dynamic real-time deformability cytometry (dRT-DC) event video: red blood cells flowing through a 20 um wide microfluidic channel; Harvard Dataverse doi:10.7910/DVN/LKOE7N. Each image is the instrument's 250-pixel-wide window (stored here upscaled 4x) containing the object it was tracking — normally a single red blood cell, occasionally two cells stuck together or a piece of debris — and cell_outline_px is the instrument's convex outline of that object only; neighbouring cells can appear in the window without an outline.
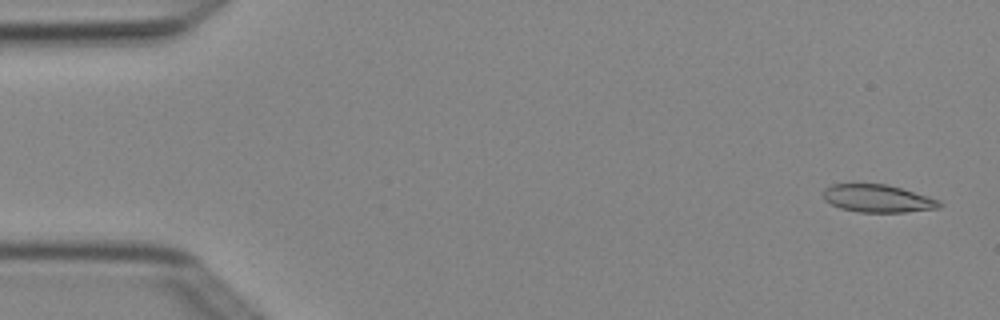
{"species": "Egyptian fruit bat (a non-hibernating species)", "species_latin": "Rousettus aegyptiacus", "temperature_condition": "cold", "stored_images_in_passage": 4, "camera_frame_rate_fps": 3000, "um_per_image_px": 0.085, "animal": {"sex": "female"}, "frame": {"image": 1, "passage_image": 1, "time_ms": 0.0, "image_size_px": [1000, 320], "cell_outline_px": [[944, 204], [940, 208], [904, 212], [860, 212], [840, 208], [824, 200], [824, 188], [832, 184], [888, 184], [928, 196], [940, 200]], "centroid_in_image_um": [74.64, 16.87], "position_along_channel_um": 10.4, "area_um2": 18.79}}